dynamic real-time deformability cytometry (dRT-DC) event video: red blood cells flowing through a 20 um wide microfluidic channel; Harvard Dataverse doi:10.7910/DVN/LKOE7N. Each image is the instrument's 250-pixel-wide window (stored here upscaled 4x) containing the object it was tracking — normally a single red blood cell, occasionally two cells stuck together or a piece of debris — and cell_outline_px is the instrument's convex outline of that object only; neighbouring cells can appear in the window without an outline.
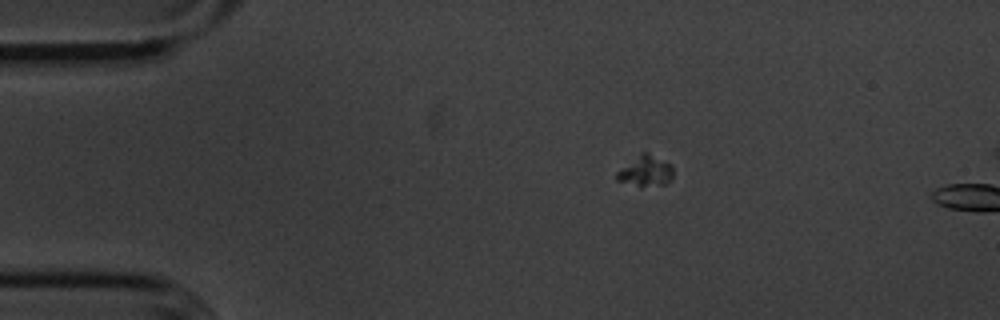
{"species": "common noctule bat (a hibernating species)", "species_latin": "Nyctalus noctula", "temperature_condition": "cold", "stored_images_in_passage": 8, "camera_frame_rate_fps": 3000, "um_per_image_px": 0.085, "animal": {"sex": "male", "body_mass_g": 20.1, "forearm_length_mm": 53.5}, "frame": {"image": 1, "passage_image": 6, "time_ms": 1.667, "image_size_px": [1000, 320], "cell_outline_px": [[672, 176], [664, 184], [640, 188], [616, 180], [616, 172], [640, 152], [648, 152], [672, 164]], "centroid_in_image_um": [54.84, 14.54], "position_along_channel_um": 30.2, "area_um2": 10.29}}